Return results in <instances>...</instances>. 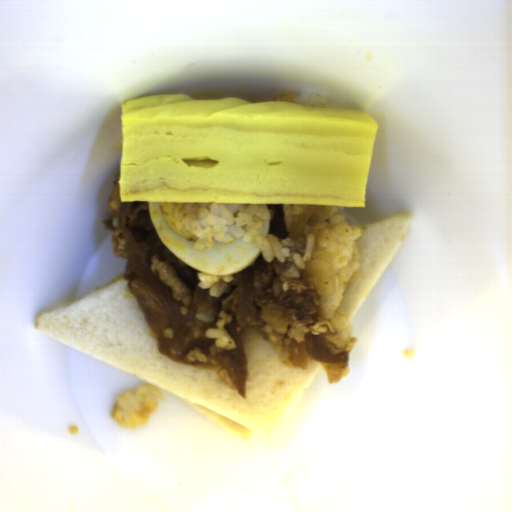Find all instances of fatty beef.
<instances>
[{"instance_id":"fatty-beef-1","label":"fatty beef","mask_w":512,"mask_h":512,"mask_svg":"<svg viewBox=\"0 0 512 512\" xmlns=\"http://www.w3.org/2000/svg\"><path fill=\"white\" fill-rule=\"evenodd\" d=\"M102 223L112 233L114 255L127 262L123 275L143 317L156 338L158 351L182 365L215 369L222 380L246 399L248 362L243 340L255 330L290 368L321 362L329 381L346 374L357 338L342 344L338 331L323 315L320 295L308 284L305 268L294 254L304 256L307 237H290L312 205H268V235H275L290 254L284 263L266 261L262 252L217 297L198 286V272L161 241L152 221L149 201H122L120 172L106 202ZM226 329L236 349H221L206 330Z\"/></svg>"}]
</instances>
